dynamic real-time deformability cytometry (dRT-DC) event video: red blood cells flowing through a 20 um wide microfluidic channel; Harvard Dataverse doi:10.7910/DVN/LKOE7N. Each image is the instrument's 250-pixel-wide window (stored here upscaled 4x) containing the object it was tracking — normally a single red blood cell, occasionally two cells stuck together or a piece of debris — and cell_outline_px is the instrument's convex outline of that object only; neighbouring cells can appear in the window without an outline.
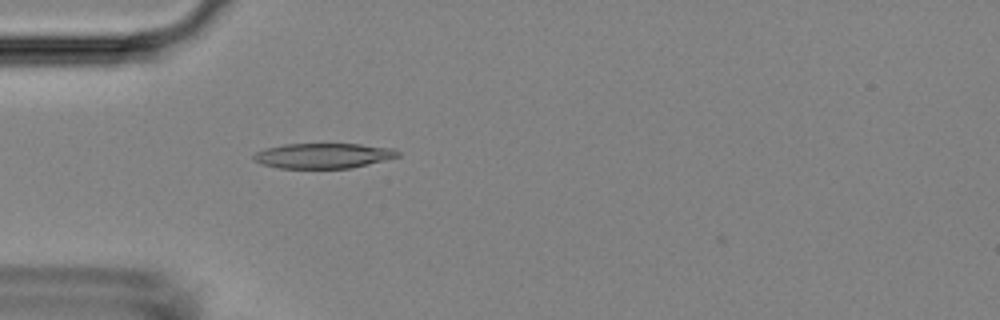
{"species": "Egyptian fruit bat (a non-hibernating species)", "species_latin": "Rousettus aegyptiacus", "temperature_condition": "room temperature", "stored_images_in_passage": 43, "camera_frame_rate_fps": 3000, "um_per_image_px": 0.085, "animal": {"sex": "female"}, "frame": {"image": 1, "passage_image": 6, "time_ms": 1.667, "image_size_px": [1000, 320], "cell_outline_px": [[400, 156], [352, 168], [280, 168], [264, 164], [252, 160], [252, 156], [256, 152], [264, 148], [284, 144], [360, 144], [392, 148], [400, 152]], "centroid_in_image_um": [27.46, 13.23], "position_along_channel_um": 57.5, "area_um2": 21.1}}
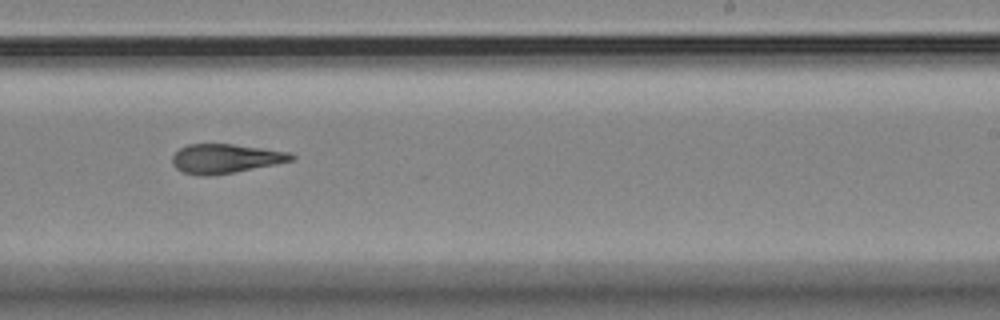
{"frame": {"image": 2, "passage_image": 23, "time_ms": 7.333, "image_size_px": [1000, 320], "cell_outline_px": [[296, 156], [292, 160], [276, 164], [236, 172], [212, 176], [200, 176], [184, 172], [176, 168], [172, 164], [172, 156], [180, 148], [188, 144], [232, 144], [292, 152]], "centroid_in_image_um": [19.17, 13.48], "position_along_channel_um": 269.8, "area_um2": 20.4}}
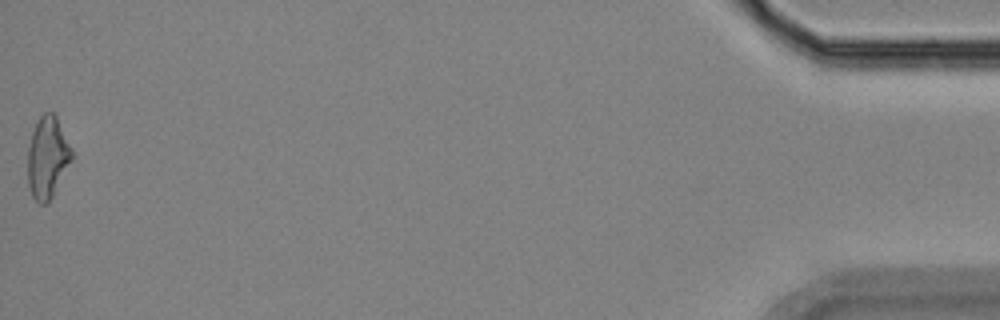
{"frame": {"image": 3, "passage_image": 43, "time_ms": 14.0, "image_size_px": [1000, 320], "cell_outline_px": [[72, 160], [52, 196], [44, 204], [40, 204], [32, 196], [28, 188], [28, 148], [32, 132], [40, 116], [44, 112], [52, 112], [56, 116], [72, 148]], "centroid_in_image_um": [4.03, 13.37], "position_along_channel_um": 431.2, "area_um2": 20.75}, "authors_computed_cell_mechanics": {"area_um2": 20.4034, "velocity_mm_per_s": 3.8175, "shape_relaxation_time_tau1_ms": null, "shape_relaxation_time_tau2_ms": 5.3426, "deformation_change_tau1": null, "deformation_change_tau2": 0.1664}}